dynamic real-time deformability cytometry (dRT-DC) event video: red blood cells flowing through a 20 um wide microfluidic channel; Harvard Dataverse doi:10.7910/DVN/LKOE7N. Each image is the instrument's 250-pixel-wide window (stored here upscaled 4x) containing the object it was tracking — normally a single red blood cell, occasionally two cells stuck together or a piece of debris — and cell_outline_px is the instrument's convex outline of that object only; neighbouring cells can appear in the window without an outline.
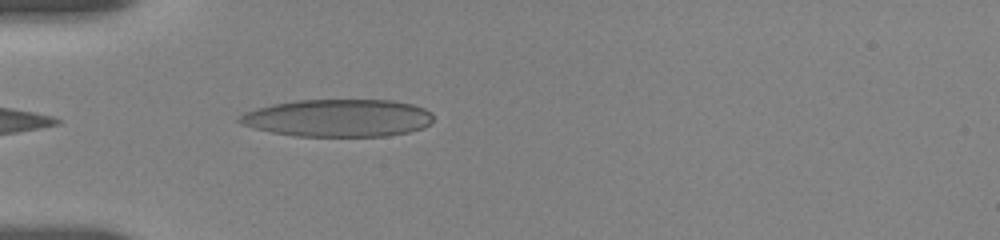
{"species": "human", "species_latin": "Homo sapiens", "temperature_condition": "room temperature", "stored_images_in_passage": 7, "camera_frame_rate_fps": 3000, "um_per_image_px": 0.085, "donor": {"sex": "female"}, "frame": {"image": 1, "passage_image": 1, "time_ms": 0.0, "image_size_px": [1000, 240], "cell_outline_px": [[432, 120], [424, 128], [408, 132], [388, 136], [296, 136], [272, 132], [252, 128], [240, 124], [236, 120], [244, 112], [276, 104], [296, 100], [392, 100], [412, 104], [424, 108], [432, 112]], "centroid_in_image_um": [28.75, 10.03], "position_along_channel_um": 56.2, "area_um2": 42.37}}
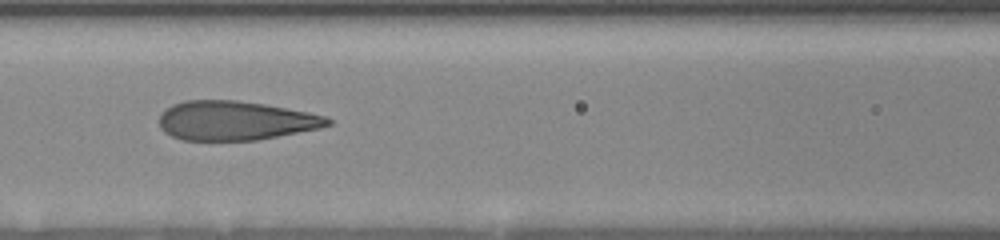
{"frame": {"image": 2, "passage_image": 6, "time_ms": 2.667, "image_size_px": [1000, 240], "cell_outline_px": [[332, 124], [320, 128], [256, 140], [180, 140], [164, 132], [160, 128], [160, 116], [172, 104], [184, 100], [236, 100], [264, 104], [308, 112], [324, 116], [332, 120]], "centroid_in_image_um": [19.99, 10.25], "position_along_channel_um": 146.6, "area_um2": 38.32}}
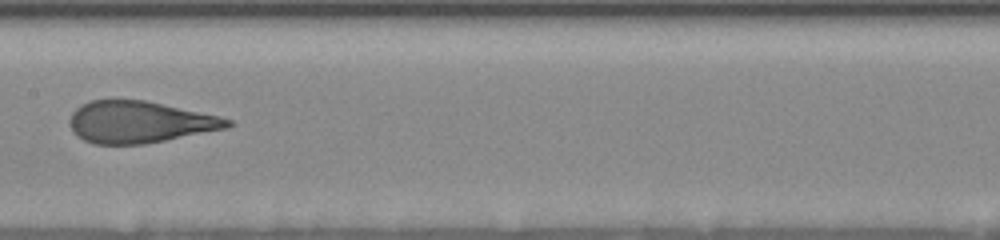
{"frame": {"image": 3, "passage_image": 7, "time_ms": 4.0, "image_size_px": [1000, 240], "cell_outline_px": [[232, 124], [228, 128], [144, 144], [92, 144], [76, 136], [72, 128], [72, 112], [80, 104], [92, 100], [144, 100], [220, 116], [232, 120]], "centroid_in_image_um": [11.87, 10.38], "position_along_channel_um": 195.5, "area_um2": 38.09}}